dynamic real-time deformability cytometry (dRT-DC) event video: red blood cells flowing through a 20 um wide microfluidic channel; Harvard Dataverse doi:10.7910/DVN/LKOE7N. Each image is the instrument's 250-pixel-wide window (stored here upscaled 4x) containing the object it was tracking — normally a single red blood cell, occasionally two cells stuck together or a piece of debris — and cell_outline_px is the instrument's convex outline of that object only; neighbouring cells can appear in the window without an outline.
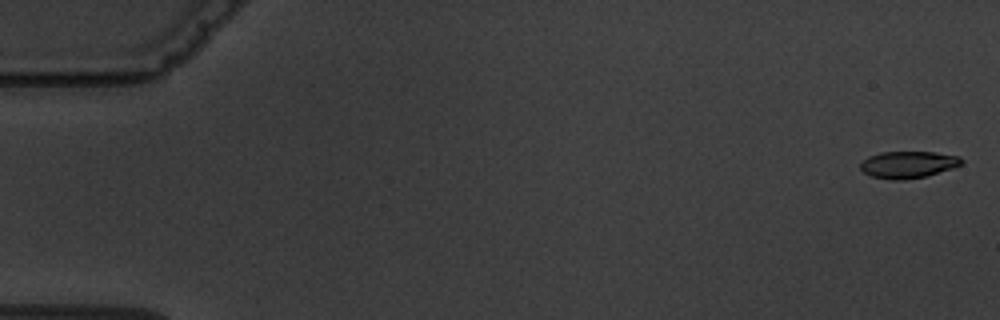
{"species": "common noctule bat (a hibernating species)", "species_latin": "Nyctalus noctula", "temperature_condition": "warm", "stored_images_in_passage": 3, "segment_of_instrument_passage": [2, 2], "camera_frame_rate_fps": 3000, "um_per_image_px": 0.085, "animal": {"sex": "male", "body_mass_g": 19.5, "forearm_length_mm": 54.6}, "frame": {"image": 1, "passage_image": 3, "time_ms": 2.667, "image_size_px": [1000, 320], "cell_outline_px": [[964, 160], [960, 164], [952, 168], [924, 176], [904, 180], [892, 180], [872, 176], [864, 172], [860, 168], [860, 164], [868, 156], [880, 152], [932, 152], [960, 156]], "centroid_in_image_um": [77.17, 13.98], "position_along_channel_um": 7.8, "area_um2": 15.66}}